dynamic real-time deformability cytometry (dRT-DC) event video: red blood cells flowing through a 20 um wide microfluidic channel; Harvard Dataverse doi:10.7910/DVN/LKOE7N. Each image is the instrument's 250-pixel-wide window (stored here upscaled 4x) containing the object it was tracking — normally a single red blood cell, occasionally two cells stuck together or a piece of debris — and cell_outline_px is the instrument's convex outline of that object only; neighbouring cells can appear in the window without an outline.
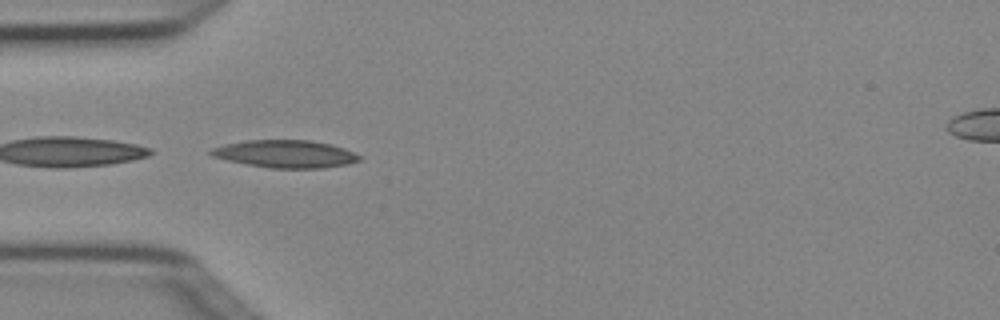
{"species": "Egyptian fruit bat (a non-hibernating species)", "species_latin": "Rousettus aegyptiacus", "temperature_condition": "cold", "stored_images_in_passage": 5, "camera_frame_rate_fps": 3000, "um_per_image_px": 0.085, "animal": {"sex": "female"}, "frame": {"image": 1, "passage_image": 4, "time_ms": 1.0, "image_size_px": [1000, 320], "cell_outline_px": [[360, 160], [348, 164], [324, 168], [268, 168], [228, 160], [212, 156], [208, 152], [212, 148], [224, 144], [244, 140], [312, 140], [332, 144], [344, 148], [360, 156]], "centroid_in_image_um": [24.26, 13.07], "position_along_channel_um": 60.7, "area_um2": 23.87}}
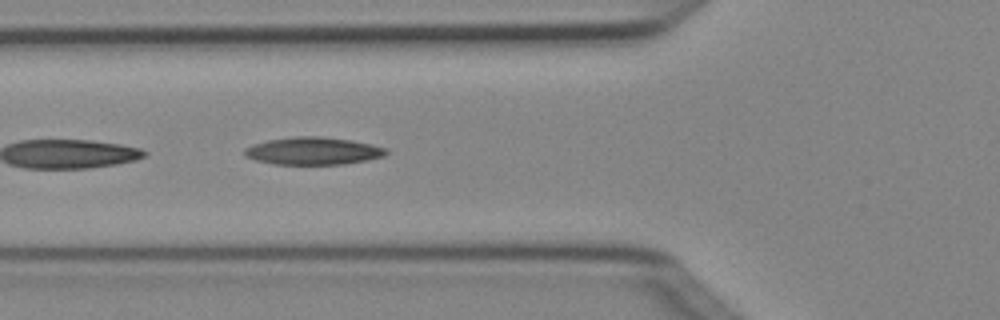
{"frame": {"image": 2, "passage_image": 5, "time_ms": 1.333, "image_size_px": [1000, 320], "cell_outline_px": [[388, 152], [384, 156], [368, 160], [344, 164], [272, 164], [256, 160], [244, 156], [244, 148], [252, 144], [268, 140], [296, 136], [320, 136], [352, 140], [372, 144], [388, 148]], "centroid_in_image_um": [26.63, 12.83], "position_along_channel_um": 99.2, "area_um2": 22.89}}